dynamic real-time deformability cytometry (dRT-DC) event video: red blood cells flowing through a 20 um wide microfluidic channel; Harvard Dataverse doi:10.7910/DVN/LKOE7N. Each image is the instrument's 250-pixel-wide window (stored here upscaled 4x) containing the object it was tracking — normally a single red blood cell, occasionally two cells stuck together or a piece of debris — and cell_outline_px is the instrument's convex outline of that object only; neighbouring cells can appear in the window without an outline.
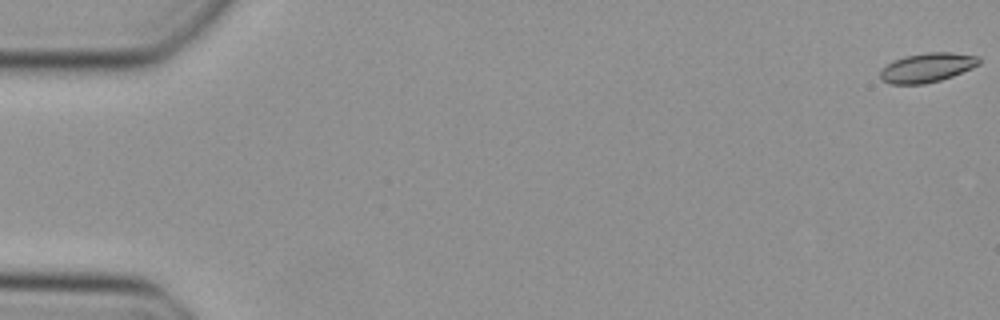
{"species": "Egyptian fruit bat (a non-hibernating species)", "species_latin": "Rousettus aegyptiacus", "temperature_condition": "cold", "stored_images_in_passage": 50, "camera_frame_rate_fps": 3000, "um_per_image_px": 0.085, "animal": {"sex": "female"}, "frame": {"image": 1, "passage_image": 1, "time_ms": 0.0, "image_size_px": [1000, 320], "cell_outline_px": [[980, 64], [972, 68], [952, 76], [940, 80], [924, 84], [892, 84], [880, 80], [880, 72], [892, 60], [904, 56], [928, 52], [952, 52], [980, 56]], "centroid_in_image_um": [78.82, 5.74], "position_along_channel_um": 6.2, "area_um2": 16.94}}
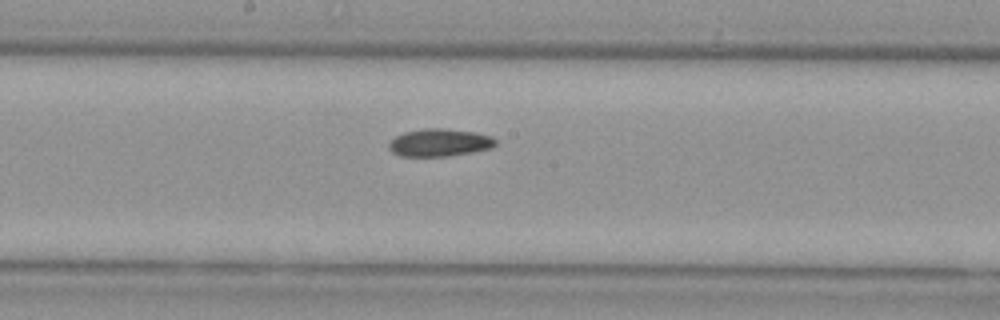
{"frame": {"image": 2, "passage_image": 27, "time_ms": 8.667, "image_size_px": [1000, 320], "cell_outline_px": [[496, 144], [492, 148], [472, 152], [448, 156], [400, 156], [392, 152], [388, 148], [388, 144], [396, 136], [404, 132], [424, 128], [444, 128], [476, 132], [492, 136], [496, 140]], "centroid_in_image_um": [37.37, 12.11], "position_along_channel_um": 210.8, "area_um2": 17.28}}
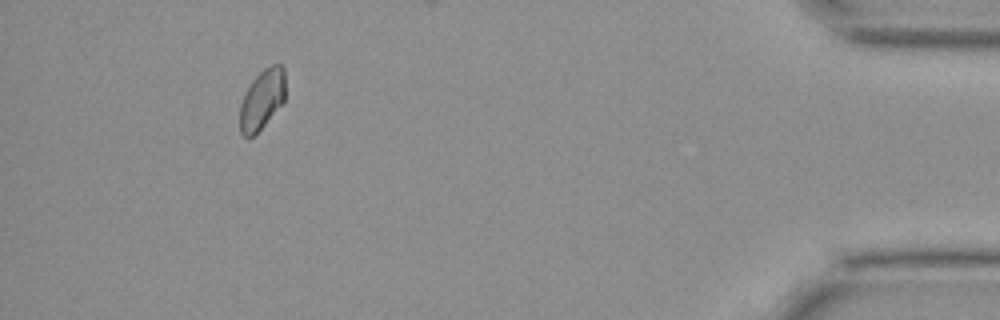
{"frame": {"image": 3, "passage_image": 46, "time_ms": 15.0, "image_size_px": [1000, 320], "cell_outline_px": [[284, 100], [264, 124], [252, 136], [244, 136], [240, 132], [240, 104], [252, 80], [264, 68], [272, 64], [280, 64], [284, 68]], "centroid_in_image_um": [22.26, 8.42], "position_along_channel_um": 412.9, "area_um2": 15.37}}